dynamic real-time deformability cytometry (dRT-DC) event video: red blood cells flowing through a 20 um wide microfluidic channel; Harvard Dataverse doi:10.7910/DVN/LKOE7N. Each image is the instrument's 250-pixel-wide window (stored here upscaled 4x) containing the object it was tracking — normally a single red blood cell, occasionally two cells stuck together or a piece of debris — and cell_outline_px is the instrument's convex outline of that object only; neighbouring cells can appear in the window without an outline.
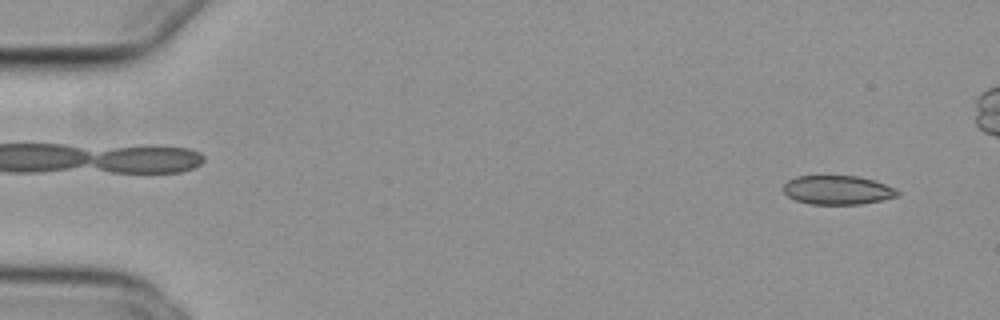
{"species": "common noctule bat (a hibernating species)", "species_latin": "Nyctalus noctula", "temperature_condition": "cold", "stored_images_in_passage": 49, "camera_frame_rate_fps": 3000, "um_per_image_px": 0.085, "animal": {"sex": "female", "body_mass_g": 29.2, "forearm_length_mm": 56.3}, "frame": {"image": 1, "passage_image": 3, "time_ms": 0.667, "image_size_px": [1000, 320], "cell_outline_px": [[900, 192], [896, 196], [880, 200], [860, 204], [808, 204], [796, 200], [788, 196], [780, 188], [788, 180], [796, 176], [856, 176], [872, 180], [896, 188]], "centroid_in_image_um": [71.14, 16.15], "position_along_channel_um": 13.9, "area_um2": 19.19}}
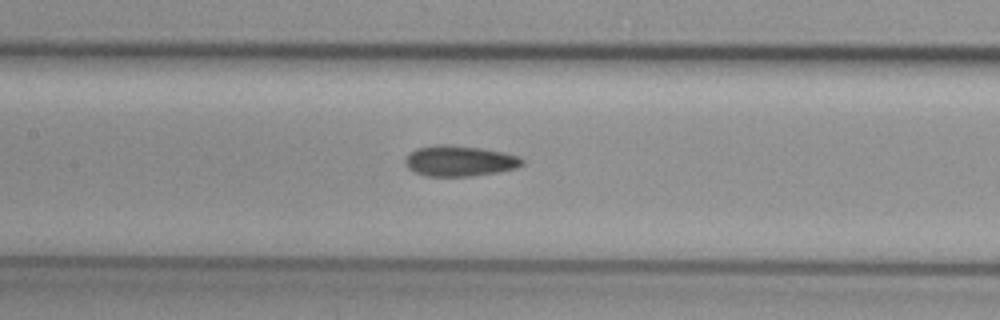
{"frame": {"image": 2, "passage_image": 25, "time_ms": 8.0, "image_size_px": [1000, 320], "cell_outline_px": [[524, 164], [516, 168], [500, 172], [472, 176], [428, 176], [416, 172], [408, 168], [404, 164], [404, 160], [416, 148], [440, 144], [448, 144], [480, 148], [504, 152], [520, 156], [524, 160]], "centroid_in_image_um": [39.1, 13.68], "position_along_channel_um": 168.3, "area_um2": 20.98}}
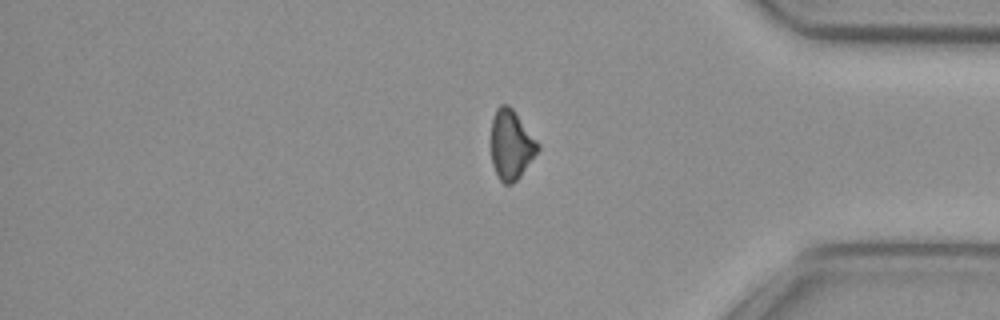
{"frame": {"image": 3, "passage_image": 44, "time_ms": 14.333, "image_size_px": [1000, 320], "cell_outline_px": [[540, 148], [520, 176], [512, 184], [504, 184], [500, 180], [492, 164], [492, 120], [496, 108], [500, 104], [508, 104], [512, 108], [540, 144]], "centroid_in_image_um": [43.45, 12.29], "position_along_channel_um": 391.7, "area_um2": 18.73}}